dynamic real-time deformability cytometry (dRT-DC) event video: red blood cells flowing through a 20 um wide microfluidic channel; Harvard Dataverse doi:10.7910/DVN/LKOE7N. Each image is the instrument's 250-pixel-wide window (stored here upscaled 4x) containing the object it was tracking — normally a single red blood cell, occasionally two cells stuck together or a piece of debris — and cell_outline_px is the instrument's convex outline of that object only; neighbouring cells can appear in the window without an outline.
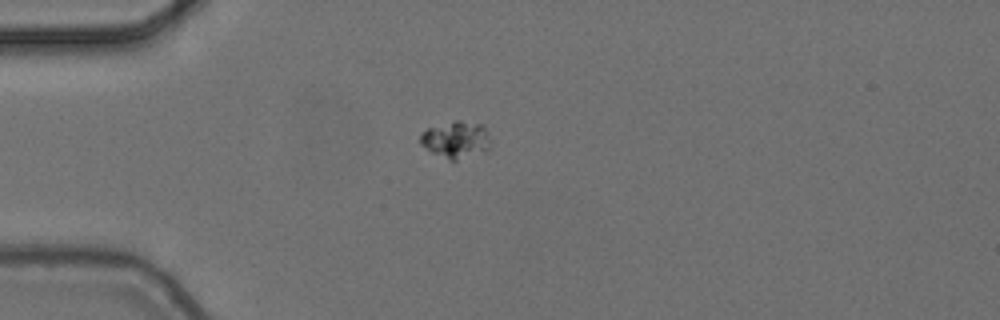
{"species": "common noctule bat (a hibernating species)", "species_latin": "Nyctalus noctula", "temperature_condition": "cold", "stored_images_in_passage": 10, "camera_frame_rate_fps": 3000, "um_per_image_px": 0.085, "animal": {"sex": "female", "body_mass_g": 24.6, "forearm_length_mm": 56.2}, "frame": {"image": 1, "passage_image": 6, "time_ms": 1.667, "image_size_px": [1000, 320], "cell_outline_px": [[488, 152], [456, 160], [448, 160], [432, 152], [420, 144], [420, 136], [428, 128], [456, 120], [460, 120], [480, 124], [484, 128], [488, 140]], "centroid_in_image_um": [38.74, 11.89], "position_along_channel_um": 46.3, "area_um2": 14.85}}
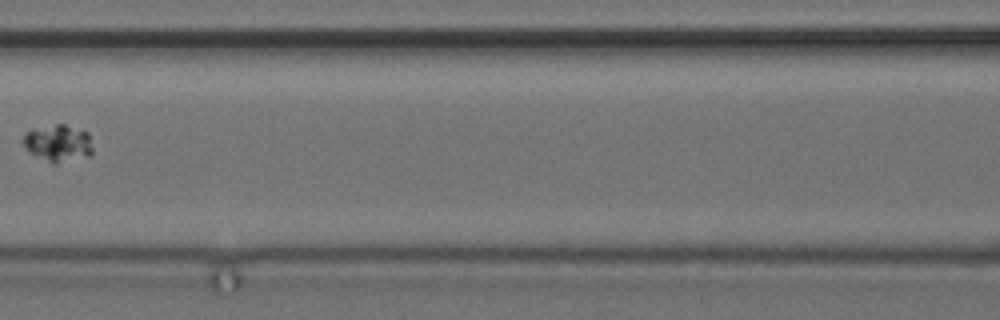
{"frame": {"image": 2, "passage_image": 9, "time_ms": 2.667, "image_size_px": [1000, 320], "cell_outline_px": [[92, 156], [56, 164], [52, 164], [28, 152], [24, 148], [20, 140], [32, 128], [56, 124], [64, 124], [88, 132], [92, 148]], "centroid_in_image_um": [4.91, 12.19], "position_along_channel_um": 161.7, "area_um2": 15.37}}
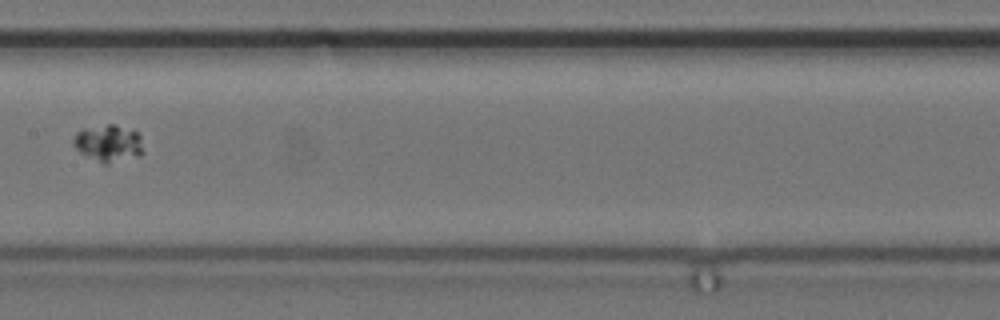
{"frame": {"image": 3, "passage_image": 10, "time_ms": 3.0, "image_size_px": [1000, 320], "cell_outline_px": [[144, 152], [140, 156], [108, 164], [104, 164], [80, 152], [72, 144], [72, 140], [76, 132], [84, 128], [108, 124], [116, 124], [136, 132], [140, 136]], "centroid_in_image_um": [9.22, 12.18], "position_along_channel_um": 198.2, "area_um2": 15.14}}